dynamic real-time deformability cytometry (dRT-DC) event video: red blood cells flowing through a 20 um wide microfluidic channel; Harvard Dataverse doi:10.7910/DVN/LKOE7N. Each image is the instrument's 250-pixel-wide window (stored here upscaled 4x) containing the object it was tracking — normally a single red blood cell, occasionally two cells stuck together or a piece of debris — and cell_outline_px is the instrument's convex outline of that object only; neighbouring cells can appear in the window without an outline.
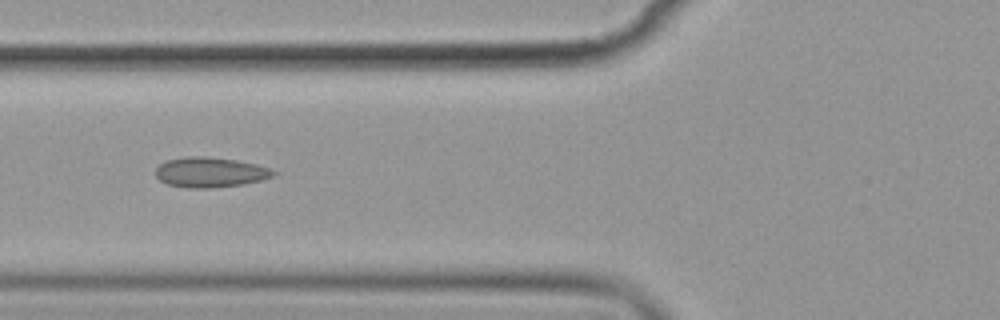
{"species": "common noctule bat (a hibernating species)", "species_latin": "Nyctalus noctula", "temperature_condition": "cold", "stored_images_in_passage": 8, "camera_frame_rate_fps": 3000, "um_per_image_px": 0.085, "animal": {"sex": "female", "body_mass_g": 19.9}, "frame": {"image": 1, "passage_image": 7, "time_ms": 7.0, "image_size_px": [1000, 320], "cell_outline_px": [[280, 172], [272, 176], [260, 180], [244, 184], [212, 188], [188, 188], [168, 184], [160, 180], [156, 176], [156, 168], [160, 164], [168, 160], [188, 156], [204, 156], [236, 160], [256, 164]], "centroid_in_image_um": [17.88, 14.64], "position_along_channel_um": 107.9, "area_um2": 20.58}}
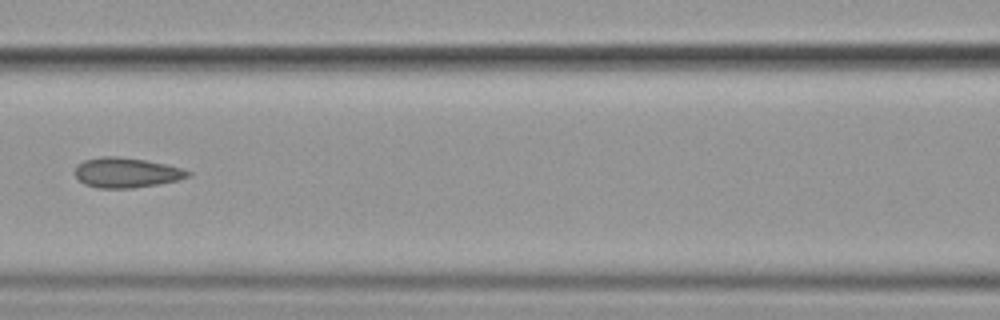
{"frame": {"image": 2, "passage_image": 8, "time_ms": 8.333, "image_size_px": [1000, 320], "cell_outline_px": [[192, 176], [180, 180], [132, 188], [96, 188], [84, 184], [76, 176], [76, 164], [84, 160], [100, 156], [116, 156], [144, 160], [164, 164], [180, 168], [192, 172]], "centroid_in_image_um": [10.74, 14.67], "position_along_channel_um": 155.9, "area_um2": 19.71}}